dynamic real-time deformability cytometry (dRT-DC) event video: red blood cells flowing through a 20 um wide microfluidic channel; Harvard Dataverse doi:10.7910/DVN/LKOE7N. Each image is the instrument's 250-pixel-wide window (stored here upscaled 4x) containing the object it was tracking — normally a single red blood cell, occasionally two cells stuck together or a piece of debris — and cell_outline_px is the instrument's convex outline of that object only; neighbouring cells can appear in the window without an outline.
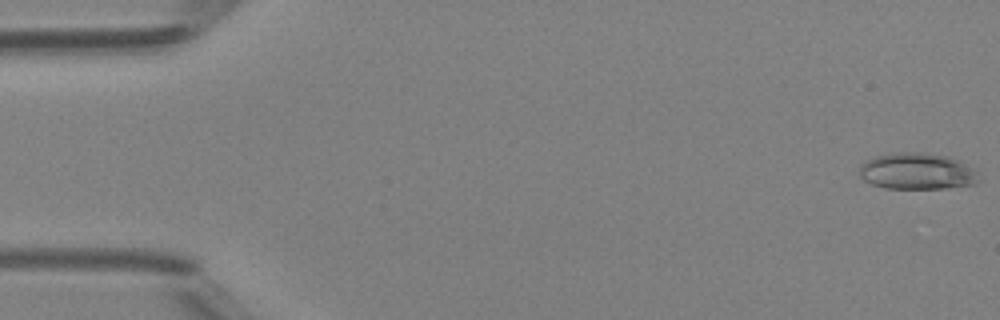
{"species": "Egyptian fruit bat (a non-hibernating species)", "species_latin": "Rousettus aegyptiacus", "temperature_condition": "room temperature", "stored_images_in_passage": 49, "camera_frame_rate_fps": 3000, "um_per_image_px": 0.085, "animal": {"sex": "female"}, "frame": {"image": 1, "passage_image": 1, "time_ms": 0.0, "image_size_px": [1000, 320], "cell_outline_px": [[980, 180], [972, 184], [948, 188], [884, 188], [872, 184], [864, 180], [860, 176], [860, 164], [864, 160], [872, 156], [896, 152], [920, 152], [948, 156], [972, 168]], "centroid_in_image_um": [77.88, 14.55], "position_along_channel_um": 7.1, "area_um2": 25.32}}
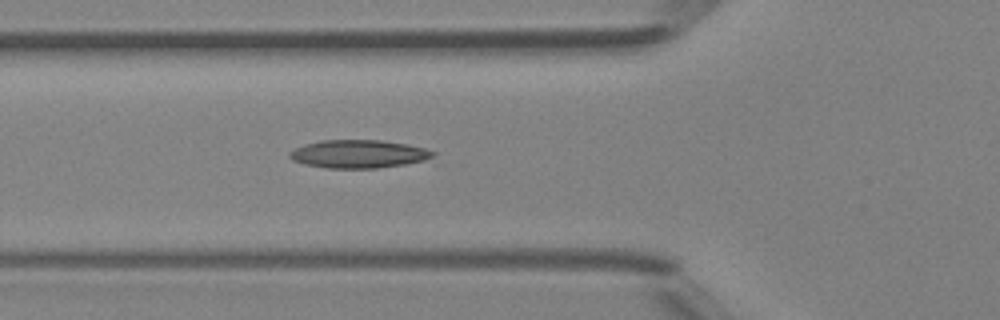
{"frame": {"image": 2, "passage_image": 18, "time_ms": 5.667, "image_size_px": [1000, 320], "cell_outline_px": [[436, 152], [432, 156], [424, 160], [404, 164], [376, 168], [324, 168], [304, 164], [292, 160], [288, 156], [288, 152], [304, 144], [320, 140], [380, 140], [408, 144], [424, 148]], "centroid_in_image_um": [30.43, 13.08], "position_along_channel_um": 95.4, "area_um2": 23.47}}
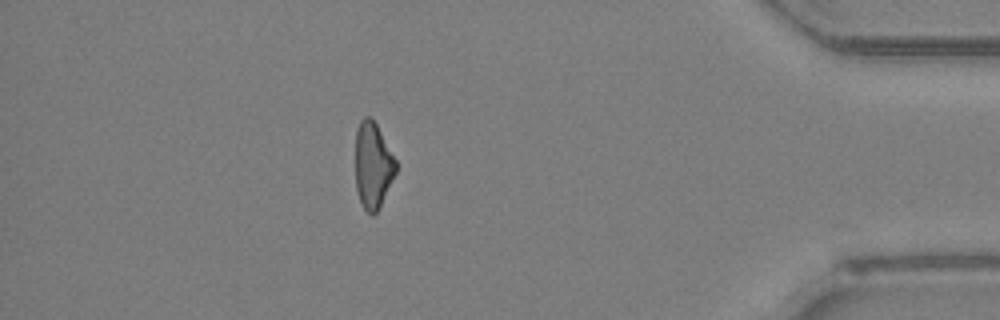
{"frame": {"image": 3, "passage_image": 43, "time_ms": 14.0, "image_size_px": [1000, 320], "cell_outline_px": [[396, 172], [380, 208], [372, 216], [360, 204], [356, 188], [356, 128], [360, 120], [364, 116], [372, 116], [396, 160]], "centroid_in_image_um": [31.69, 14.05], "position_along_channel_um": 403.5, "area_um2": 20.46}, "authors_computed_cell_mechanics": {"area_um2": 23.1778, "velocity_mm_per_s": 4.2421, "shape_relaxation_time_tau1_ms": null, "shape_relaxation_time_tau2_ms": 1.2839, "deformation_change_tau1": null, "deformation_change_tau2": 0.0979}}